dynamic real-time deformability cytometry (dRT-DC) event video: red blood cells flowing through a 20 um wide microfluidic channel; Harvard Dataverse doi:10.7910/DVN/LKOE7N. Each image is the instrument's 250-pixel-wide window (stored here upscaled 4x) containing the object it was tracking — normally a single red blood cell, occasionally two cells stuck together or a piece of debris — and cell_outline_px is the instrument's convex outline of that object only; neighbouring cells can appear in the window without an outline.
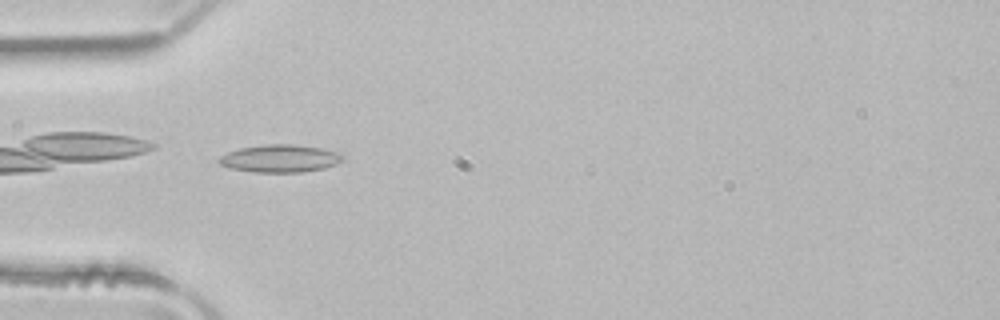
{"species": "common noctule bat (a hibernating species)", "species_latin": "Nyctalus noctula", "temperature_condition": "room temperature", "stored_images_in_passage": 34, "camera_frame_rate_fps": 3000, "um_per_image_px": 0.085, "animal": {"sex": "male", "body_mass_g": 21.5, "forearm_length_mm": 52.0}, "frame": {"image": 1, "passage_image": 1, "time_ms": 0.0, "image_size_px": [1000, 320], "cell_outline_px": [[344, 160], [336, 164], [324, 168], [300, 172], [256, 172], [232, 168], [220, 164], [216, 160], [220, 156], [228, 152], [240, 148], [264, 144], [292, 144], [320, 148], [336, 152], [344, 156]], "centroid_in_image_um": [23.79, 13.46], "position_along_channel_um": 61.2, "area_um2": 19.77}}
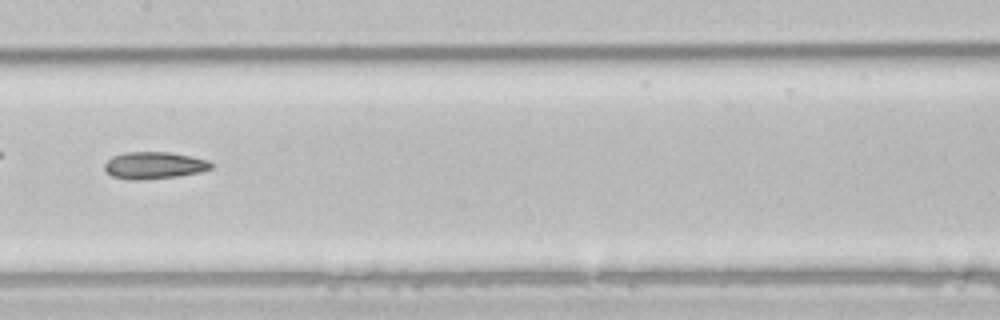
{"frame": {"image": 2, "passage_image": 11, "time_ms": 3.333, "image_size_px": [1000, 320], "cell_outline_px": [[212, 168], [200, 172], [176, 176], [140, 180], [132, 180], [112, 176], [104, 168], [104, 164], [112, 156], [124, 152], [168, 152], [208, 160], [212, 164]], "centroid_in_image_um": [13.07, 14.05], "position_along_channel_um": 194.3, "area_um2": 16.59}}
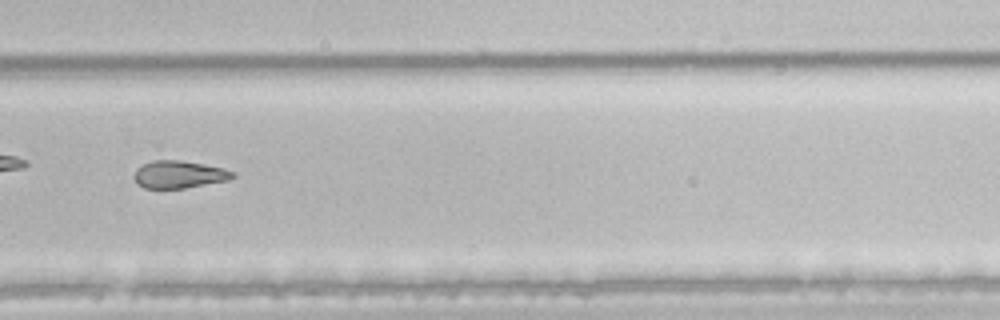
{"frame": {"image": 3, "passage_image": 20, "time_ms": 6.333, "image_size_px": [1000, 320], "cell_outline_px": [[236, 176], [228, 180], [184, 188], [144, 188], [136, 184], [132, 176], [136, 168], [140, 164], [152, 160], [180, 160], [204, 164], [224, 168], [236, 172]], "centroid_in_image_um": [15.18, 14.82], "position_along_channel_um": 314.6, "area_um2": 16.07}, "authors_computed_cell_mechanics": {"area_um2": 16.8776, "velocity_mm_per_s": 4.032, "shape_relaxation_time_tau1_ms": null, "shape_relaxation_time_tau2_ms": 4.8314, "deformation_change_tau1": null, "deformation_change_tau2": 0.1228}}